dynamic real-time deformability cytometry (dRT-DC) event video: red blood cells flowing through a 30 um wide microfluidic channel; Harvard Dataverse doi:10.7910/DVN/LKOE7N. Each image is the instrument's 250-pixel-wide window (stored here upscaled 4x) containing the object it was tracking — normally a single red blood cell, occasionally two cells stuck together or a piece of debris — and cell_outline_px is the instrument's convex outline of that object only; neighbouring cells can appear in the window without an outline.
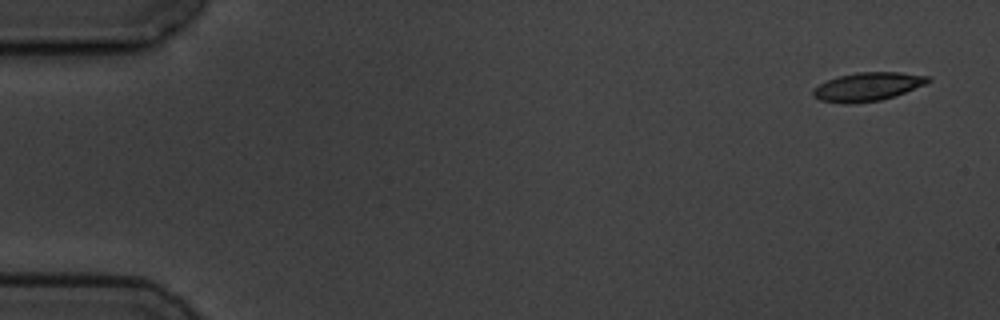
{"species": "common noctule bat (a hibernating species)", "species_latin": "Nyctalus noctula", "temperature_condition": "cold", "stored_images_in_passage": 5, "camera_frame_rate_fps": 3000, "um_per_image_px": 0.085, "animal": {"sex": "male", "body_mass_g": 19.5, "forearm_length_mm": 54.6}, "frame": {"image": 1, "passage_image": 1, "time_ms": 0.0, "image_size_px": [1000, 320], "cell_outline_px": [[932, 80], [924, 84], [896, 96], [880, 100], [848, 104], [844, 104], [820, 100], [812, 96], [812, 88], [828, 80], [840, 76], [856, 72], [900, 72], [932, 76]], "centroid_in_image_um": [73.75, 7.37], "position_along_channel_um": 11.2, "area_um2": 19.19}}
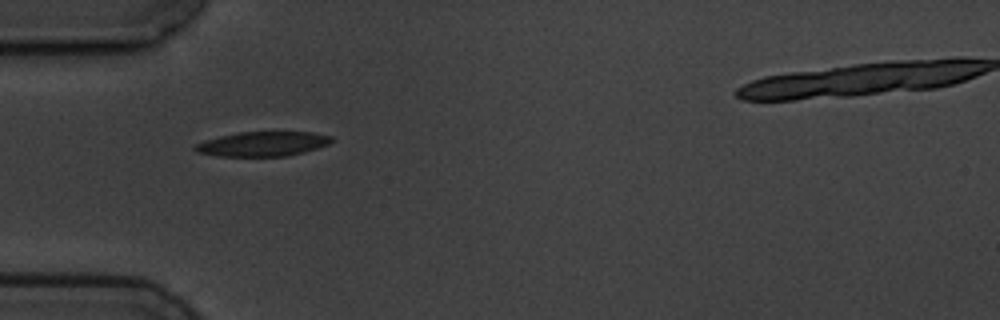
{"frame": {"image": 2, "passage_image": 5, "time_ms": 5.0, "image_size_px": [1000, 320], "cell_outline_px": [[336, 140], [328, 144], [304, 152], [288, 156], [216, 156], [196, 152], [192, 148], [196, 144], [204, 140], [220, 136], [240, 132], [312, 132], [332, 136]], "centroid_in_image_um": [22.33, 12.23], "position_along_channel_um": 62.7, "area_um2": 19.65}}